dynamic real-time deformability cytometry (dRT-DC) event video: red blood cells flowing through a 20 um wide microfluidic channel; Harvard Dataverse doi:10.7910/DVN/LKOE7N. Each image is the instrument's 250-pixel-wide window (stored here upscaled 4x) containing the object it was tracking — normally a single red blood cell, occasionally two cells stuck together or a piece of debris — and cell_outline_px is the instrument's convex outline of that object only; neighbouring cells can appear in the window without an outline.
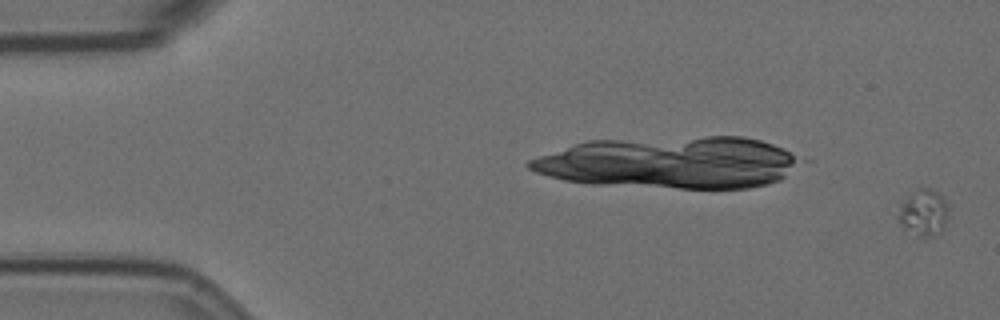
{"species": "Egyptian fruit bat (a non-hibernating species)", "species_latin": "Rousettus aegyptiacus", "temperature_condition": "room temperature", "stored_images_in_passage": 57, "camera_frame_rate_fps": 3000, "um_per_image_px": 0.085, "animal": {"sex": "female"}, "frame": {"image": 1, "passage_image": 1, "time_ms": 0.0, "image_size_px": [1000, 320], "cell_outline_px": [[948, 216], [944, 228], [936, 236], [924, 240], [904, 232], [896, 220], [896, 216], [900, 204], [916, 188], [928, 188], [936, 192], [948, 204]], "centroid_in_image_um": [78.45, 18.18], "position_along_channel_um": 6.6, "area_um2": 14.45}}
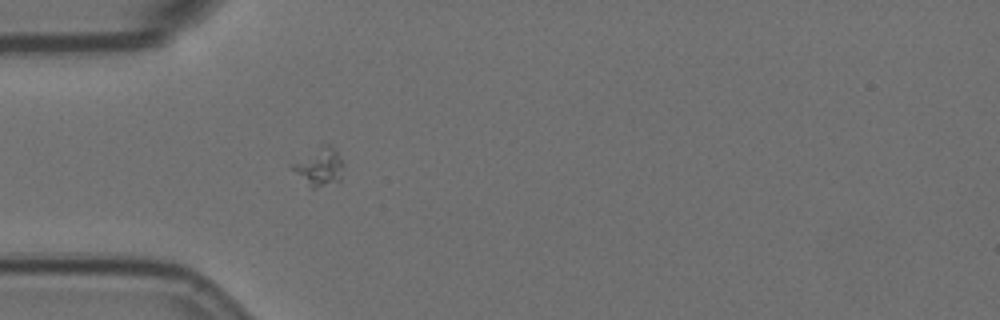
{"frame": {"image": 2, "passage_image": 18, "time_ms": 5.667, "image_size_px": [1000, 320], "cell_outline_px": [[340, 180], [316, 188], [308, 188], [288, 168], [292, 164], [328, 144], [336, 152], [340, 160]], "centroid_in_image_um": [27.04, 14.28], "position_along_channel_um": 58.0, "area_um2": 10.58}}
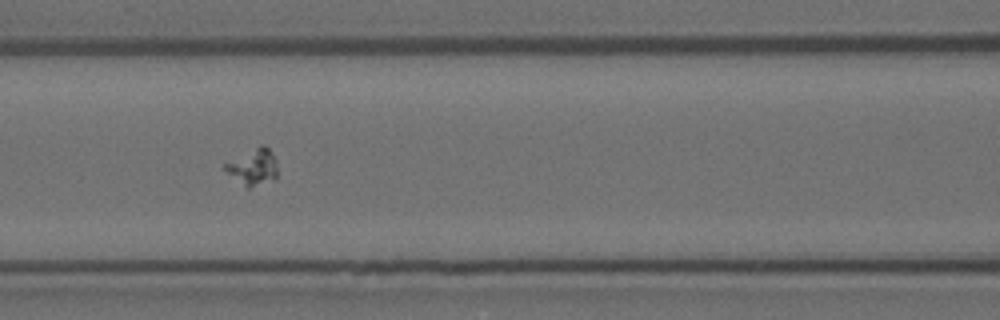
{"frame": {"image": 3, "passage_image": 26, "time_ms": 8.333, "image_size_px": [1000, 320], "cell_outline_px": [[276, 180], [248, 188], [244, 188], [224, 168], [224, 164], [260, 144], [264, 144], [268, 148], [276, 160]], "centroid_in_image_um": [21.53, 14.21], "position_along_channel_um": 145.1, "area_um2": 11.04}}